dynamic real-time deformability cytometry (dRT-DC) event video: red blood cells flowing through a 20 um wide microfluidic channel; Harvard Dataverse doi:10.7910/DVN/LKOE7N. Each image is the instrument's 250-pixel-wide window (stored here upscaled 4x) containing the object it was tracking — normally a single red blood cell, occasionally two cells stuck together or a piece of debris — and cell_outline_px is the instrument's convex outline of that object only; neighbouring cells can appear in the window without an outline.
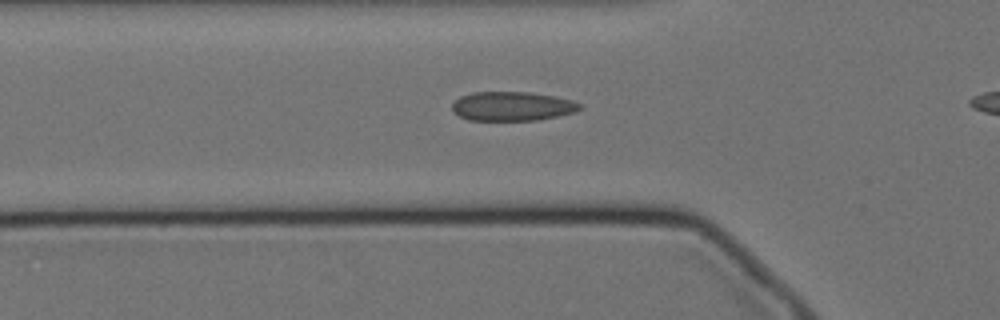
{"species": "Egyptian fruit bat (a non-hibernating species)", "species_latin": "Rousettus aegyptiacus", "temperature_condition": "cold", "stored_images_in_passage": 39, "camera_frame_rate_fps": 3000, "um_per_image_px": 0.085, "animal": {"sex": "female"}, "frame": {"image": 1, "passage_image": 11, "time_ms": 3.333, "image_size_px": [1000, 320], "cell_outline_px": [[580, 108], [576, 112], [536, 120], [468, 120], [452, 112], [452, 104], [460, 96], [472, 92], [532, 92], [556, 96], [572, 100], [580, 104]], "centroid_in_image_um": [43.52, 9.02], "position_along_channel_um": 82.3, "area_um2": 21.73}}
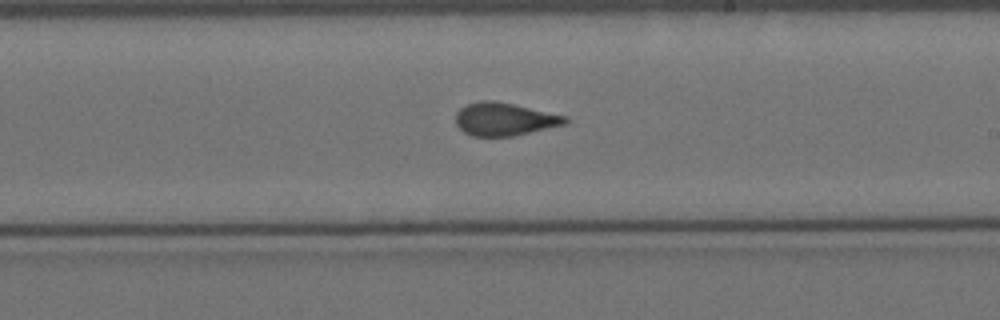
{"frame": {"image": 2, "passage_image": 25, "time_ms": 8.0, "image_size_px": [1000, 320], "cell_outline_px": [[572, 120], [564, 124], [512, 136], [472, 136], [464, 132], [456, 124], [456, 112], [460, 108], [468, 104], [480, 100], [492, 100], [512, 104], [568, 116]], "centroid_in_image_um": [42.87, 10.12], "position_along_channel_um": 246.1, "area_um2": 20.87}}
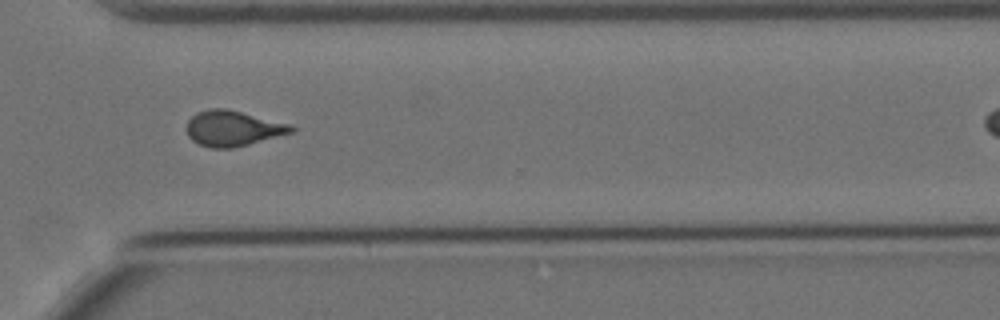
{"frame": {"image": 3, "passage_image": 34, "time_ms": 11.0, "image_size_px": [1000, 320], "cell_outline_px": [[296, 128], [292, 132], [248, 144], [232, 148], [212, 148], [200, 144], [192, 140], [188, 136], [184, 128], [188, 120], [196, 112], [208, 108], [228, 108], [292, 124]], "centroid_in_image_um": [19.76, 10.88], "position_along_channel_um": 350.8, "area_um2": 21.85}}